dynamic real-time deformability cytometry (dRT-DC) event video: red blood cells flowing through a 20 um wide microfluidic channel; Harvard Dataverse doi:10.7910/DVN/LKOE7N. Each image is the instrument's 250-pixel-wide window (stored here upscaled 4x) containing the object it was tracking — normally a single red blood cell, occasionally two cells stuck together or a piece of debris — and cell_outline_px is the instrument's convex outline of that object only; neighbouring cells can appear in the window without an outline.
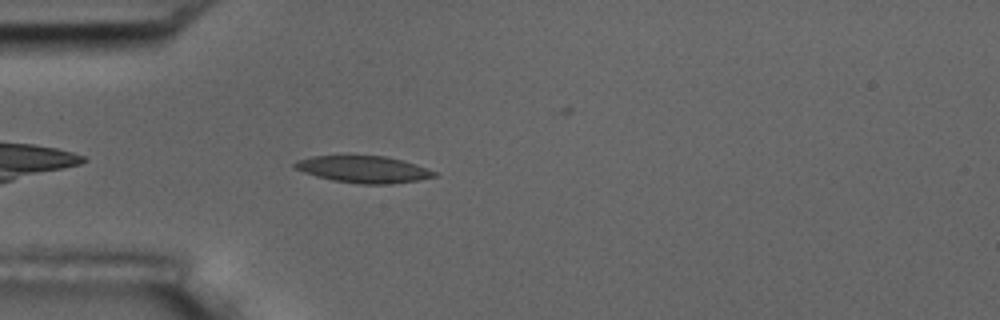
{"species": "common noctule bat (a hibernating species)", "species_latin": "Nyctalus noctula", "temperature_condition": "room temperature", "stored_images_in_passage": 4, "camera_frame_rate_fps": 3000, "um_per_image_px": 0.085, "animal": {"sex": "male", "body_mass_g": 17.5, "forearm_length_mm": 52.3}, "frame": {"image": 1, "passage_image": 4, "time_ms": 3.333, "image_size_px": [1000, 320], "cell_outline_px": [[436, 176], [416, 180], [388, 184], [364, 184], [332, 180], [316, 176], [304, 172], [296, 168], [292, 164], [296, 160], [312, 156], [348, 152], [384, 156], [404, 160], [416, 164], [436, 172]], "centroid_in_image_um": [30.82, 14.33], "position_along_channel_um": 54.2, "area_um2": 22.6}}